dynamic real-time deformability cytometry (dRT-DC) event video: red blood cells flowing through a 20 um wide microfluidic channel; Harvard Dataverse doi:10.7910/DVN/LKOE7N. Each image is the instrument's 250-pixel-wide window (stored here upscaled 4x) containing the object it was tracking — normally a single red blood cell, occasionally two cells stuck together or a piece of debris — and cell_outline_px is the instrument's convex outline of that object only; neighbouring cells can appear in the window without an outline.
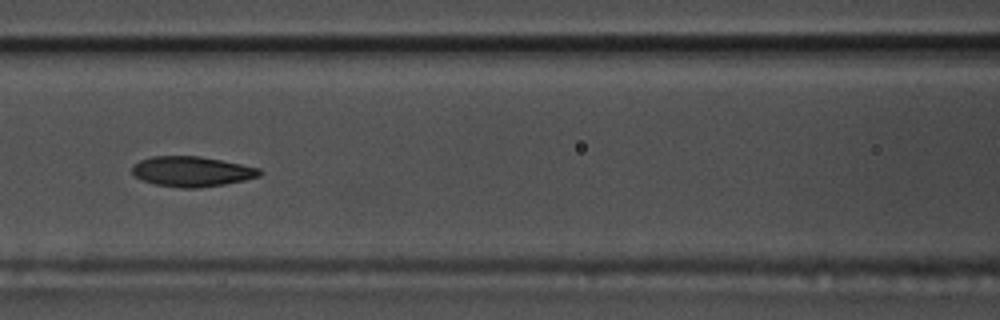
{"species": "common noctule bat (a hibernating species)", "species_latin": "Nyctalus noctula", "temperature_condition": "warm", "stored_images_in_passage": 44, "camera_frame_rate_fps": 3000, "um_per_image_px": 0.085, "animal": {"sex": "male", "body_mass_g": 17.5, "forearm_length_mm": 52.3}, "frame": {"image": 1, "passage_image": 13, "time_ms": 4.0, "image_size_px": [1000, 320], "cell_outline_px": [[264, 172], [260, 176], [244, 180], [224, 184], [200, 188], [180, 188], [156, 184], [144, 180], [136, 176], [132, 172], [132, 164], [140, 160], [152, 156], [196, 156], [220, 160], [260, 168]], "centroid_in_image_um": [16.31, 14.58], "position_along_channel_um": 150.3, "area_um2": 22.31}, "authors_computed_cell_mechanics": {"area_um2": 22.542, "velocity_mm_per_s": 3.6215, "shape_relaxation_time_tau1_ms": 3.5503, "shape_relaxation_time_tau2_ms": 1.9527, "deformation_change_tau1": 0.1717, "deformation_change_tau2": 0.0716}}